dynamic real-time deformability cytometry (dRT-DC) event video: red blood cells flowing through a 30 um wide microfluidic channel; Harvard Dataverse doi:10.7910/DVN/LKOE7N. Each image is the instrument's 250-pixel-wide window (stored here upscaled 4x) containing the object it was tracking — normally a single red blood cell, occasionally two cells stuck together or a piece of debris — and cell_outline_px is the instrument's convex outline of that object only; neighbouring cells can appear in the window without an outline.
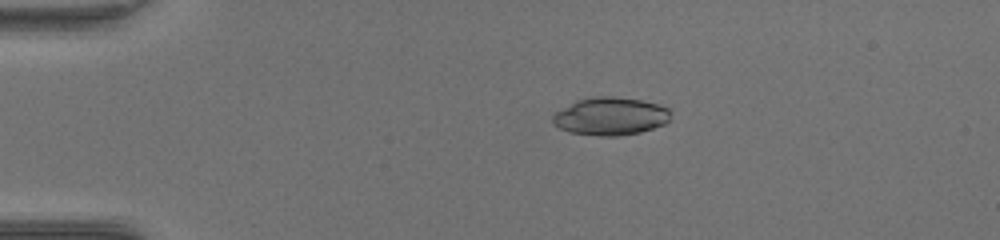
{"species": "common noctule bat (a hibernating species)", "species_latin": "Nyctalus noctula", "temperature_condition": "warm", "stored_images_in_passage": 53, "camera_frame_rate_fps": 3000, "um_per_image_px": 0.085, "animal": {"sex": "female", "body_mass_g": 17.0, "forearm_length_mm": 48.0}, "frame": {"image": 1, "passage_image": 12, "time_ms": 3.667, "image_size_px": [1000, 240], "cell_outline_px": [[672, 112], [668, 120], [664, 124], [640, 132], [620, 136], [600, 136], [568, 132], [552, 124], [552, 116], [556, 112], [576, 100], [596, 96], [612, 96], [640, 100], [660, 104], [668, 108]], "centroid_in_image_um": [51.88, 9.88], "position_along_channel_um": 33.1, "area_um2": 26.13}}
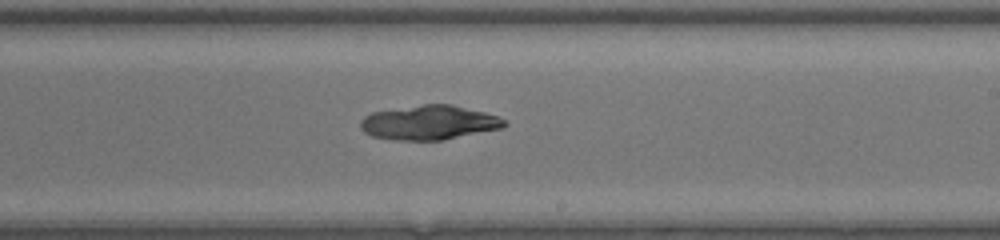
{"frame": {"image": 2, "passage_image": 33, "time_ms": 10.667, "image_size_px": [1000, 240], "cell_outline_px": [[508, 124], [500, 128], [444, 140], [396, 140], [372, 136], [364, 132], [360, 128], [360, 120], [364, 116], [372, 112], [424, 104], [452, 104], [484, 112], [496, 116], [504, 120]], "centroid_in_image_um": [36.44, 10.42], "position_along_channel_um": 252.6, "area_um2": 28.67}}
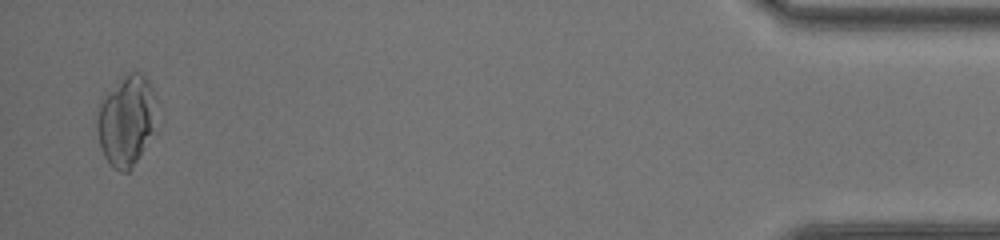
{"frame": {"image": 3, "passage_image": 52, "time_ms": 17.0, "image_size_px": [1000, 240], "cell_outline_px": [[152, 128], [132, 168], [128, 172], [120, 172], [112, 168], [104, 156], [100, 148], [96, 128], [96, 124], [100, 104], [104, 96], [124, 76], [132, 72], [140, 72], [148, 80], [152, 88]], "centroid_in_image_um": [10.65, 10.28], "position_along_channel_um": 424.6, "area_um2": 29.94}, "authors_computed_cell_mechanics": {"area_um2": 28.4954, "velocity_mm_per_s": 4.0037, "shape_relaxation_time_tau1_ms": 6.51, "shape_relaxation_time_tau2_ms": null, "deformation_change_tau1": 0.2082, "deformation_change_tau2": null}}